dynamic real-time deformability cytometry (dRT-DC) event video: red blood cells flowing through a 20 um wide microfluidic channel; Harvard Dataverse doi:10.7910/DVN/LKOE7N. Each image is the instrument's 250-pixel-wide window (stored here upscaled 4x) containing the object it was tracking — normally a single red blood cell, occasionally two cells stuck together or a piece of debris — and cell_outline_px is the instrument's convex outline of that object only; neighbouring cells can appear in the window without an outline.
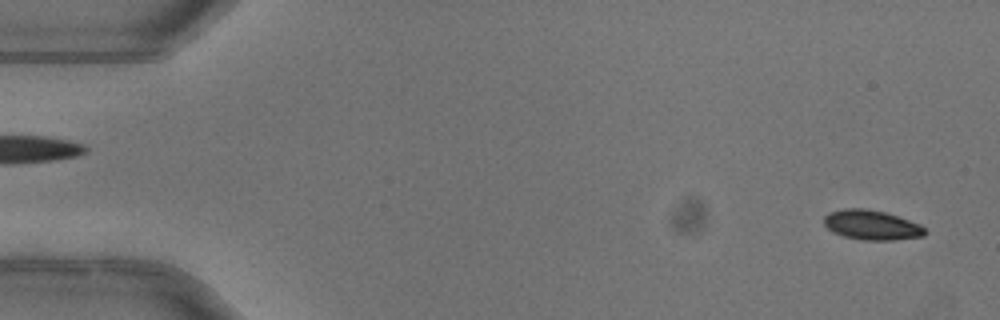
{"species": "common noctule bat (a hibernating species)", "species_latin": "Nyctalus noctula", "temperature_condition": "warm", "stored_images_in_passage": 51, "camera_frame_rate_fps": 3000, "um_per_image_px": 0.085, "animal": {"sex": "female"}, "frame": {"image": 1, "passage_image": 2, "time_ms": 0.333, "image_size_px": [1000, 320], "cell_outline_px": [[928, 232], [924, 236], [892, 240], [860, 240], [844, 236], [832, 232], [824, 224], [824, 216], [828, 212], [844, 208], [868, 208], [884, 212], [920, 224]], "centroid_in_image_um": [74.07, 19.12], "position_along_channel_um": 10.9, "area_um2": 17.57}}
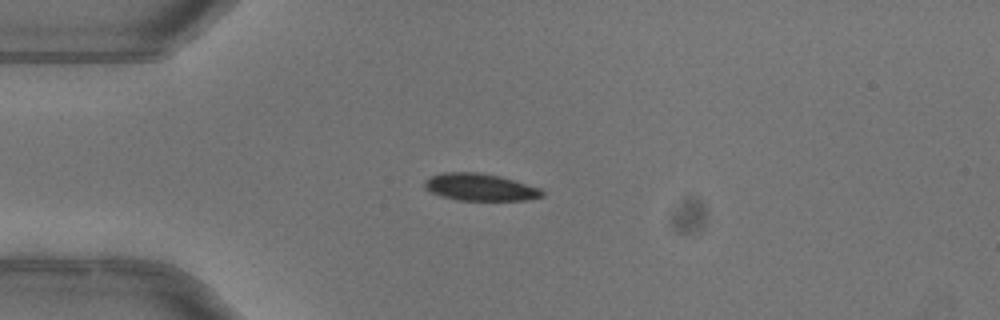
{"frame": {"image": 2, "passage_image": 13, "time_ms": 4.0, "image_size_px": [1000, 320], "cell_outline_px": [[544, 196], [524, 200], [456, 200], [440, 196], [424, 188], [424, 180], [432, 176], [444, 172], [476, 172], [500, 176], [540, 188], [544, 192]], "centroid_in_image_um": [40.78, 15.91], "position_along_channel_um": 44.2, "area_um2": 18.55}}
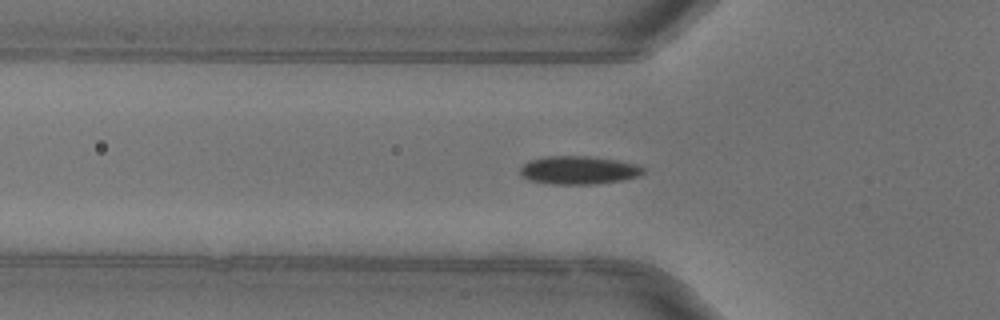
{"frame": {"image": 3, "passage_image": 17, "time_ms": 5.333, "image_size_px": [1000, 320], "cell_outline_px": [[644, 172], [636, 176], [620, 180], [596, 184], [552, 184], [528, 180], [520, 176], [520, 168], [528, 160], [544, 156], [588, 156], [616, 160], [636, 164], [644, 168]], "centroid_in_image_um": [49.11, 14.46], "position_along_channel_um": 76.7, "area_um2": 20.23}, "authors_computed_cell_mechanics": {"area_um2": 18.9006, "velocity_mm_per_s": 4.029, "shape_relaxation_time_tau1_ms": 5.1134, "shape_relaxation_time_tau2_ms": null, "deformation_change_tau1": 0.1215, "deformation_change_tau2": null}}